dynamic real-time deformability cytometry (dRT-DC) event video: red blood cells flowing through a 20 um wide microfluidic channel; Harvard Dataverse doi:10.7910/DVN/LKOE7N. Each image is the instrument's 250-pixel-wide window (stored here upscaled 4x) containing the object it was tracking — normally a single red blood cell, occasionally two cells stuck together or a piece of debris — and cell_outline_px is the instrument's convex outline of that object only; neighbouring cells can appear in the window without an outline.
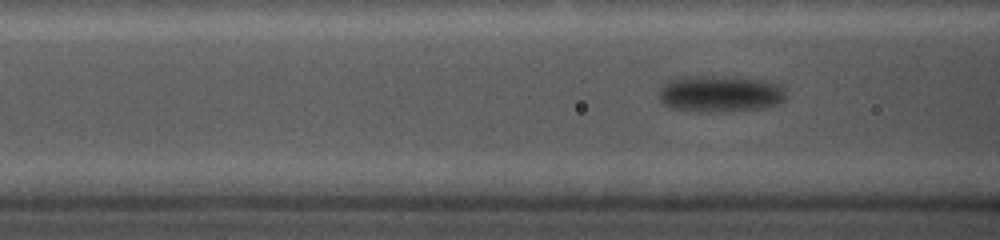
{"species": "common noctule bat (a hibernating species)", "species_latin": "Nyctalus noctula", "temperature_condition": "cold", "stored_images_in_passage": 65, "segment_of_instrument_passage": [1, 2], "camera_frame_rate_fps": 5000, "um_per_image_px": 0.085, "animal": {"sex": "female", "body_mass_g": 19.0, "forearm_length_mm": 56.7}, "frame": {"image": 1, "passage_image": 21, "time_ms": 4.0, "image_size_px": [1000, 240], "cell_outline_px": [[784, 100], [780, 104], [756, 108], [728, 112], [696, 112], [668, 108], [660, 100], [660, 84], [668, 80], [692, 76], [724, 76], [772, 80], [780, 84], [784, 92]], "centroid_in_image_um": [61.19, 7.97], "position_along_channel_um": 105.4, "area_um2": 27.57}}
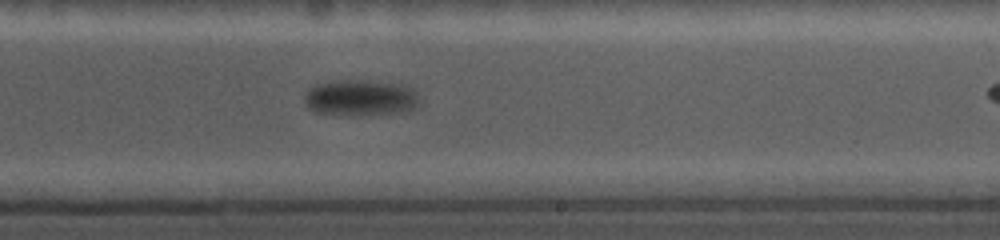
{"frame": {"image": 2, "passage_image": 43, "time_ms": 8.4, "image_size_px": [1000, 240], "cell_outline_px": [[420, 104], [416, 108], [408, 112], [360, 116], [336, 116], [320, 112], [308, 108], [304, 100], [304, 96], [308, 88], [320, 84], [336, 80], [360, 80], [404, 84], [416, 88]], "centroid_in_image_um": [30.71, 8.34], "position_along_channel_um": 258.3, "area_um2": 25.03}}
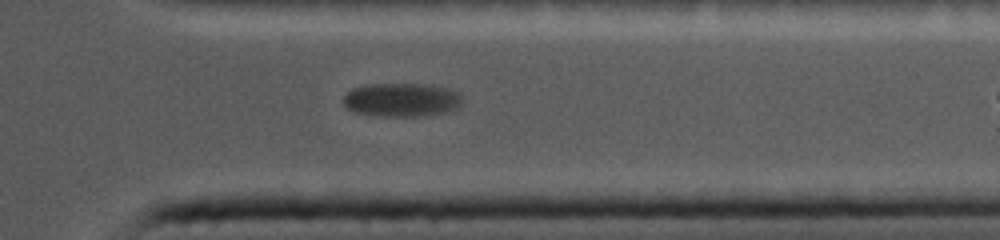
{"frame": {"image": 3, "passage_image": 60, "time_ms": 11.8, "image_size_px": [1000, 240], "cell_outline_px": [[464, 100], [456, 108], [444, 112], [420, 116], [376, 116], [352, 112], [344, 104], [344, 96], [352, 88], [368, 84], [432, 84], [448, 88], [456, 92]], "centroid_in_image_um": [34.12, 8.48], "position_along_channel_um": 377.3, "area_um2": 23.41}}